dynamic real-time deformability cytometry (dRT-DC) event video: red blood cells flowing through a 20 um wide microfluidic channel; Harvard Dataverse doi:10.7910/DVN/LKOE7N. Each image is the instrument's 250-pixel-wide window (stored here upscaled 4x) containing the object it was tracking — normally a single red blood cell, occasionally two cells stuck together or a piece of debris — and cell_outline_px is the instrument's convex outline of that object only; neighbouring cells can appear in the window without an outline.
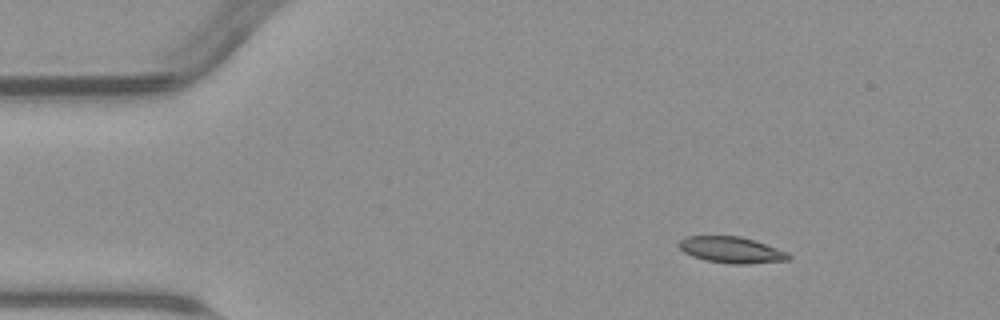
{"species": "common noctule bat (a hibernating species)", "species_latin": "Nyctalus noctula", "temperature_condition": "warm", "stored_images_in_passage": 3, "camera_frame_rate_fps": 3000, "um_per_image_px": 0.085, "animal": {"sex": "male", "body_mass_g": 23.1, "forearm_length_mm": 52.7}, "frame": {"image": 1, "passage_image": 1, "time_ms": 0.0, "image_size_px": [1000, 320], "cell_outline_px": [[792, 256], [788, 260], [744, 264], [732, 264], [704, 260], [692, 256], [684, 252], [676, 244], [680, 240], [688, 236], [740, 236], [788, 252]], "centroid_in_image_um": [62.14, 21.24], "position_along_channel_um": 22.9, "area_um2": 16.65}}
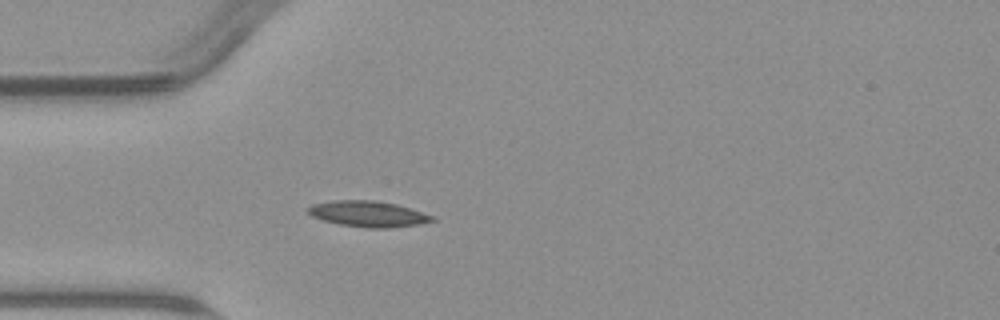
{"frame": {"image": 2, "passage_image": 3, "time_ms": 2.667, "image_size_px": [1000, 320], "cell_outline_px": [[436, 220], [420, 224], [388, 228], [368, 228], [340, 224], [324, 220], [312, 216], [308, 212], [308, 208], [312, 204], [332, 200], [376, 200], [396, 204], [436, 216]], "centroid_in_image_um": [31.33, 18.18], "position_along_channel_um": 53.7, "area_um2": 18.73}}